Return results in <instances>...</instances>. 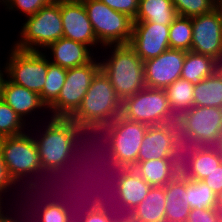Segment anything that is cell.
Here are the masks:
<instances>
[{
  "instance_id": "6da1fadb",
  "label": "cell",
  "mask_w": 222,
  "mask_h": 222,
  "mask_svg": "<svg viewBox=\"0 0 222 222\" xmlns=\"http://www.w3.org/2000/svg\"><path fill=\"white\" fill-rule=\"evenodd\" d=\"M147 124L127 120L122 115L115 118L110 124L104 127H85L83 133L105 132L103 133L108 140L109 155L108 167L113 168L115 174L122 168H132L137 163V156L143 137L148 129ZM108 137V138H107Z\"/></svg>"
},
{
  "instance_id": "7a4b0ae2",
  "label": "cell",
  "mask_w": 222,
  "mask_h": 222,
  "mask_svg": "<svg viewBox=\"0 0 222 222\" xmlns=\"http://www.w3.org/2000/svg\"><path fill=\"white\" fill-rule=\"evenodd\" d=\"M122 102L107 76L100 70L70 119L81 128L104 127L121 115Z\"/></svg>"
},
{
  "instance_id": "3957f363",
  "label": "cell",
  "mask_w": 222,
  "mask_h": 222,
  "mask_svg": "<svg viewBox=\"0 0 222 222\" xmlns=\"http://www.w3.org/2000/svg\"><path fill=\"white\" fill-rule=\"evenodd\" d=\"M112 56L100 62V70L107 76L115 93L124 101L145 88L143 60L129 44L112 46Z\"/></svg>"
},
{
  "instance_id": "277c9868",
  "label": "cell",
  "mask_w": 222,
  "mask_h": 222,
  "mask_svg": "<svg viewBox=\"0 0 222 222\" xmlns=\"http://www.w3.org/2000/svg\"><path fill=\"white\" fill-rule=\"evenodd\" d=\"M80 133L82 128L70 118L51 117L42 138L35 140L42 170L60 172L72 155V148L76 147L74 142Z\"/></svg>"
},
{
  "instance_id": "5b68a950",
  "label": "cell",
  "mask_w": 222,
  "mask_h": 222,
  "mask_svg": "<svg viewBox=\"0 0 222 222\" xmlns=\"http://www.w3.org/2000/svg\"><path fill=\"white\" fill-rule=\"evenodd\" d=\"M177 124L182 147L215 146L222 132V108L193 106Z\"/></svg>"
},
{
  "instance_id": "8992f818",
  "label": "cell",
  "mask_w": 222,
  "mask_h": 222,
  "mask_svg": "<svg viewBox=\"0 0 222 222\" xmlns=\"http://www.w3.org/2000/svg\"><path fill=\"white\" fill-rule=\"evenodd\" d=\"M25 20L21 26L22 37L13 45L17 49L39 51V47L45 49L49 44L63 37L60 0H53Z\"/></svg>"
},
{
  "instance_id": "52a82bcc",
  "label": "cell",
  "mask_w": 222,
  "mask_h": 222,
  "mask_svg": "<svg viewBox=\"0 0 222 222\" xmlns=\"http://www.w3.org/2000/svg\"><path fill=\"white\" fill-rule=\"evenodd\" d=\"M87 12L97 41L111 48L112 45L129 44L133 19L117 12L100 0H80Z\"/></svg>"
},
{
  "instance_id": "ba28073f",
  "label": "cell",
  "mask_w": 222,
  "mask_h": 222,
  "mask_svg": "<svg viewBox=\"0 0 222 222\" xmlns=\"http://www.w3.org/2000/svg\"><path fill=\"white\" fill-rule=\"evenodd\" d=\"M121 115L149 126L177 122L164 89L145 87L122 102Z\"/></svg>"
},
{
  "instance_id": "9c48e42d",
  "label": "cell",
  "mask_w": 222,
  "mask_h": 222,
  "mask_svg": "<svg viewBox=\"0 0 222 222\" xmlns=\"http://www.w3.org/2000/svg\"><path fill=\"white\" fill-rule=\"evenodd\" d=\"M41 51L20 50L14 46L6 63L5 75L20 86L40 94L46 82L48 57Z\"/></svg>"
},
{
  "instance_id": "30bf717a",
  "label": "cell",
  "mask_w": 222,
  "mask_h": 222,
  "mask_svg": "<svg viewBox=\"0 0 222 222\" xmlns=\"http://www.w3.org/2000/svg\"><path fill=\"white\" fill-rule=\"evenodd\" d=\"M100 71V62L67 69L65 83L57 100L49 107L54 118H70L79 108L92 79Z\"/></svg>"
},
{
  "instance_id": "8fae6325",
  "label": "cell",
  "mask_w": 222,
  "mask_h": 222,
  "mask_svg": "<svg viewBox=\"0 0 222 222\" xmlns=\"http://www.w3.org/2000/svg\"><path fill=\"white\" fill-rule=\"evenodd\" d=\"M0 149L8 175L14 183L30 173L43 171L35 139L27 133L0 138Z\"/></svg>"
},
{
  "instance_id": "7c38bea8",
  "label": "cell",
  "mask_w": 222,
  "mask_h": 222,
  "mask_svg": "<svg viewBox=\"0 0 222 222\" xmlns=\"http://www.w3.org/2000/svg\"><path fill=\"white\" fill-rule=\"evenodd\" d=\"M182 144L177 122L148 126L138 152L137 162L181 158Z\"/></svg>"
},
{
  "instance_id": "4fadbf2b",
  "label": "cell",
  "mask_w": 222,
  "mask_h": 222,
  "mask_svg": "<svg viewBox=\"0 0 222 222\" xmlns=\"http://www.w3.org/2000/svg\"><path fill=\"white\" fill-rule=\"evenodd\" d=\"M191 51L210 56L222 65V19L216 8L192 17Z\"/></svg>"
},
{
  "instance_id": "5bb4252c",
  "label": "cell",
  "mask_w": 222,
  "mask_h": 222,
  "mask_svg": "<svg viewBox=\"0 0 222 222\" xmlns=\"http://www.w3.org/2000/svg\"><path fill=\"white\" fill-rule=\"evenodd\" d=\"M185 55L184 50L169 48L159 56L144 61L146 87L165 90L180 79Z\"/></svg>"
},
{
  "instance_id": "9a60e30c",
  "label": "cell",
  "mask_w": 222,
  "mask_h": 222,
  "mask_svg": "<svg viewBox=\"0 0 222 222\" xmlns=\"http://www.w3.org/2000/svg\"><path fill=\"white\" fill-rule=\"evenodd\" d=\"M169 28L154 22H133L129 45L143 62L155 58L170 48Z\"/></svg>"
},
{
  "instance_id": "2e32d148",
  "label": "cell",
  "mask_w": 222,
  "mask_h": 222,
  "mask_svg": "<svg viewBox=\"0 0 222 222\" xmlns=\"http://www.w3.org/2000/svg\"><path fill=\"white\" fill-rule=\"evenodd\" d=\"M63 37L89 47L98 45L87 12L80 0H60Z\"/></svg>"
},
{
  "instance_id": "e0dca14e",
  "label": "cell",
  "mask_w": 222,
  "mask_h": 222,
  "mask_svg": "<svg viewBox=\"0 0 222 222\" xmlns=\"http://www.w3.org/2000/svg\"><path fill=\"white\" fill-rule=\"evenodd\" d=\"M222 163L215 146L182 147L180 169L190 180H203Z\"/></svg>"
},
{
  "instance_id": "ac0fdd59",
  "label": "cell",
  "mask_w": 222,
  "mask_h": 222,
  "mask_svg": "<svg viewBox=\"0 0 222 222\" xmlns=\"http://www.w3.org/2000/svg\"><path fill=\"white\" fill-rule=\"evenodd\" d=\"M113 180L116 183L111 185L115 186L113 191L117 194L114 198L119 199V204L123 206H119L122 208L119 213H125V216L141 203L152 187L133 168H122Z\"/></svg>"
},
{
  "instance_id": "d6986e66",
  "label": "cell",
  "mask_w": 222,
  "mask_h": 222,
  "mask_svg": "<svg viewBox=\"0 0 222 222\" xmlns=\"http://www.w3.org/2000/svg\"><path fill=\"white\" fill-rule=\"evenodd\" d=\"M0 98L16 112L22 120H25V116L31 114L36 108H47L37 92L17 85L7 79V77L6 79L4 78L2 82Z\"/></svg>"
},
{
  "instance_id": "ffe728a7",
  "label": "cell",
  "mask_w": 222,
  "mask_h": 222,
  "mask_svg": "<svg viewBox=\"0 0 222 222\" xmlns=\"http://www.w3.org/2000/svg\"><path fill=\"white\" fill-rule=\"evenodd\" d=\"M46 48L52 52L53 60L50 62L65 69L85 65L94 59L87 45L64 37Z\"/></svg>"
},
{
  "instance_id": "44dd1931",
  "label": "cell",
  "mask_w": 222,
  "mask_h": 222,
  "mask_svg": "<svg viewBox=\"0 0 222 222\" xmlns=\"http://www.w3.org/2000/svg\"><path fill=\"white\" fill-rule=\"evenodd\" d=\"M181 158L152 159L137 162L132 168L151 186H165L179 173Z\"/></svg>"
},
{
  "instance_id": "7402d4cb",
  "label": "cell",
  "mask_w": 222,
  "mask_h": 222,
  "mask_svg": "<svg viewBox=\"0 0 222 222\" xmlns=\"http://www.w3.org/2000/svg\"><path fill=\"white\" fill-rule=\"evenodd\" d=\"M164 186H152L146 197L127 216V222H166Z\"/></svg>"
},
{
  "instance_id": "603a6c76",
  "label": "cell",
  "mask_w": 222,
  "mask_h": 222,
  "mask_svg": "<svg viewBox=\"0 0 222 222\" xmlns=\"http://www.w3.org/2000/svg\"><path fill=\"white\" fill-rule=\"evenodd\" d=\"M165 218L166 222H186L190 208L185 205L182 196L186 190V177L179 173L165 186Z\"/></svg>"
},
{
  "instance_id": "cb8c5ba5",
  "label": "cell",
  "mask_w": 222,
  "mask_h": 222,
  "mask_svg": "<svg viewBox=\"0 0 222 222\" xmlns=\"http://www.w3.org/2000/svg\"><path fill=\"white\" fill-rule=\"evenodd\" d=\"M221 66L217 60L210 56L186 51L181 78L196 85L204 78L213 75Z\"/></svg>"
},
{
  "instance_id": "d4e9b609",
  "label": "cell",
  "mask_w": 222,
  "mask_h": 222,
  "mask_svg": "<svg viewBox=\"0 0 222 222\" xmlns=\"http://www.w3.org/2000/svg\"><path fill=\"white\" fill-rule=\"evenodd\" d=\"M177 16L171 0H139L138 12L133 22L171 25Z\"/></svg>"
},
{
  "instance_id": "484cf974",
  "label": "cell",
  "mask_w": 222,
  "mask_h": 222,
  "mask_svg": "<svg viewBox=\"0 0 222 222\" xmlns=\"http://www.w3.org/2000/svg\"><path fill=\"white\" fill-rule=\"evenodd\" d=\"M194 106L222 108V67L194 86Z\"/></svg>"
},
{
  "instance_id": "4316f807",
  "label": "cell",
  "mask_w": 222,
  "mask_h": 222,
  "mask_svg": "<svg viewBox=\"0 0 222 222\" xmlns=\"http://www.w3.org/2000/svg\"><path fill=\"white\" fill-rule=\"evenodd\" d=\"M194 86L191 82L180 78L165 89L167 99L177 117L194 106Z\"/></svg>"
},
{
  "instance_id": "83f0119b",
  "label": "cell",
  "mask_w": 222,
  "mask_h": 222,
  "mask_svg": "<svg viewBox=\"0 0 222 222\" xmlns=\"http://www.w3.org/2000/svg\"><path fill=\"white\" fill-rule=\"evenodd\" d=\"M182 199L190 209H209L216 207L217 195L203 181L186 178V190Z\"/></svg>"
},
{
  "instance_id": "f1b7e54d",
  "label": "cell",
  "mask_w": 222,
  "mask_h": 222,
  "mask_svg": "<svg viewBox=\"0 0 222 222\" xmlns=\"http://www.w3.org/2000/svg\"><path fill=\"white\" fill-rule=\"evenodd\" d=\"M67 69L52 64L48 60V72L42 92L39 94L43 103L49 108L58 98L65 83Z\"/></svg>"
},
{
  "instance_id": "f546056e",
  "label": "cell",
  "mask_w": 222,
  "mask_h": 222,
  "mask_svg": "<svg viewBox=\"0 0 222 222\" xmlns=\"http://www.w3.org/2000/svg\"><path fill=\"white\" fill-rule=\"evenodd\" d=\"M192 18L177 16L169 28V46L171 49L191 51Z\"/></svg>"
},
{
  "instance_id": "4dcf8cb0",
  "label": "cell",
  "mask_w": 222,
  "mask_h": 222,
  "mask_svg": "<svg viewBox=\"0 0 222 222\" xmlns=\"http://www.w3.org/2000/svg\"><path fill=\"white\" fill-rule=\"evenodd\" d=\"M22 121V122H21ZM24 120L0 98V138L18 136L25 132Z\"/></svg>"
},
{
  "instance_id": "1f68e13d",
  "label": "cell",
  "mask_w": 222,
  "mask_h": 222,
  "mask_svg": "<svg viewBox=\"0 0 222 222\" xmlns=\"http://www.w3.org/2000/svg\"><path fill=\"white\" fill-rule=\"evenodd\" d=\"M178 16L192 18L215 8L212 0H171Z\"/></svg>"
},
{
  "instance_id": "d6a6232c",
  "label": "cell",
  "mask_w": 222,
  "mask_h": 222,
  "mask_svg": "<svg viewBox=\"0 0 222 222\" xmlns=\"http://www.w3.org/2000/svg\"><path fill=\"white\" fill-rule=\"evenodd\" d=\"M40 217H42V222H69L71 219H74L70 214L69 208L58 201L46 203Z\"/></svg>"
},
{
  "instance_id": "836d02e7",
  "label": "cell",
  "mask_w": 222,
  "mask_h": 222,
  "mask_svg": "<svg viewBox=\"0 0 222 222\" xmlns=\"http://www.w3.org/2000/svg\"><path fill=\"white\" fill-rule=\"evenodd\" d=\"M2 4H5L7 10H19L25 15L31 16L36 14L42 7L50 4L53 0H2Z\"/></svg>"
},
{
  "instance_id": "e575fe53",
  "label": "cell",
  "mask_w": 222,
  "mask_h": 222,
  "mask_svg": "<svg viewBox=\"0 0 222 222\" xmlns=\"http://www.w3.org/2000/svg\"><path fill=\"white\" fill-rule=\"evenodd\" d=\"M100 1H102L111 9L128 15L133 20L137 15L139 0H100Z\"/></svg>"
},
{
  "instance_id": "d590c367",
  "label": "cell",
  "mask_w": 222,
  "mask_h": 222,
  "mask_svg": "<svg viewBox=\"0 0 222 222\" xmlns=\"http://www.w3.org/2000/svg\"><path fill=\"white\" fill-rule=\"evenodd\" d=\"M186 222H218V211L215 208L190 209Z\"/></svg>"
},
{
  "instance_id": "8d00e7d4",
  "label": "cell",
  "mask_w": 222,
  "mask_h": 222,
  "mask_svg": "<svg viewBox=\"0 0 222 222\" xmlns=\"http://www.w3.org/2000/svg\"><path fill=\"white\" fill-rule=\"evenodd\" d=\"M84 217H80L82 219H79L80 222H121L126 220L125 215H119L116 217L113 216V213L111 214L104 213V212H86L84 210Z\"/></svg>"
},
{
  "instance_id": "74e56055",
  "label": "cell",
  "mask_w": 222,
  "mask_h": 222,
  "mask_svg": "<svg viewBox=\"0 0 222 222\" xmlns=\"http://www.w3.org/2000/svg\"><path fill=\"white\" fill-rule=\"evenodd\" d=\"M216 195L222 192V163L202 180Z\"/></svg>"
},
{
  "instance_id": "f35d334b",
  "label": "cell",
  "mask_w": 222,
  "mask_h": 222,
  "mask_svg": "<svg viewBox=\"0 0 222 222\" xmlns=\"http://www.w3.org/2000/svg\"><path fill=\"white\" fill-rule=\"evenodd\" d=\"M12 184H15V183L8 175L6 165H5V162L3 160V156H2V153H1V149H0V200H1L2 193L7 192L5 190L10 188V186Z\"/></svg>"
},
{
  "instance_id": "ab89813d",
  "label": "cell",
  "mask_w": 222,
  "mask_h": 222,
  "mask_svg": "<svg viewBox=\"0 0 222 222\" xmlns=\"http://www.w3.org/2000/svg\"><path fill=\"white\" fill-rule=\"evenodd\" d=\"M105 188H108V187H105ZM107 190V189H106ZM111 190V189H110ZM109 192H112V191H109ZM104 197V195H103ZM101 197L100 195L98 196V194L95 196L94 199H92L89 203L88 208H86V212H104V213H108L110 214L109 212V208H107V206H110L106 203V201L104 202V198ZM106 198V197H105ZM111 198V197H110ZM107 204V205H106ZM110 204V203H109ZM91 205V206H90Z\"/></svg>"
},
{
  "instance_id": "60d3db41",
  "label": "cell",
  "mask_w": 222,
  "mask_h": 222,
  "mask_svg": "<svg viewBox=\"0 0 222 222\" xmlns=\"http://www.w3.org/2000/svg\"><path fill=\"white\" fill-rule=\"evenodd\" d=\"M215 209H216L218 212H222V192L217 195L216 207H215Z\"/></svg>"
},
{
  "instance_id": "b9f144b4",
  "label": "cell",
  "mask_w": 222,
  "mask_h": 222,
  "mask_svg": "<svg viewBox=\"0 0 222 222\" xmlns=\"http://www.w3.org/2000/svg\"><path fill=\"white\" fill-rule=\"evenodd\" d=\"M215 147L218 150L219 154L222 155V132H221L220 138L218 139Z\"/></svg>"
},
{
  "instance_id": "7bdbcfd3",
  "label": "cell",
  "mask_w": 222,
  "mask_h": 222,
  "mask_svg": "<svg viewBox=\"0 0 222 222\" xmlns=\"http://www.w3.org/2000/svg\"><path fill=\"white\" fill-rule=\"evenodd\" d=\"M0 222H19V220L17 221V219L16 220H14L13 218H7L6 216H3L1 219H0Z\"/></svg>"
},
{
  "instance_id": "ee69618b",
  "label": "cell",
  "mask_w": 222,
  "mask_h": 222,
  "mask_svg": "<svg viewBox=\"0 0 222 222\" xmlns=\"http://www.w3.org/2000/svg\"><path fill=\"white\" fill-rule=\"evenodd\" d=\"M1 69V68H0ZM2 72H5V70H0V97H1V86H2V82L4 80V74Z\"/></svg>"
},
{
  "instance_id": "f6af8a7d",
  "label": "cell",
  "mask_w": 222,
  "mask_h": 222,
  "mask_svg": "<svg viewBox=\"0 0 222 222\" xmlns=\"http://www.w3.org/2000/svg\"><path fill=\"white\" fill-rule=\"evenodd\" d=\"M215 8L218 10V12L221 15V19H222V1L219 2L218 4H216Z\"/></svg>"
},
{
  "instance_id": "bcb514c9",
  "label": "cell",
  "mask_w": 222,
  "mask_h": 222,
  "mask_svg": "<svg viewBox=\"0 0 222 222\" xmlns=\"http://www.w3.org/2000/svg\"><path fill=\"white\" fill-rule=\"evenodd\" d=\"M218 222H222V212H218Z\"/></svg>"
},
{
  "instance_id": "7dc6e473",
  "label": "cell",
  "mask_w": 222,
  "mask_h": 222,
  "mask_svg": "<svg viewBox=\"0 0 222 222\" xmlns=\"http://www.w3.org/2000/svg\"><path fill=\"white\" fill-rule=\"evenodd\" d=\"M1 201L2 200H0V219L4 216V214H3V212H2V204H1ZM2 212V213H1Z\"/></svg>"
},
{
  "instance_id": "c3c4849f",
  "label": "cell",
  "mask_w": 222,
  "mask_h": 222,
  "mask_svg": "<svg viewBox=\"0 0 222 222\" xmlns=\"http://www.w3.org/2000/svg\"><path fill=\"white\" fill-rule=\"evenodd\" d=\"M213 1V3L216 5V4H218L219 2H221L222 0H212Z\"/></svg>"
},
{
  "instance_id": "681fc988",
  "label": "cell",
  "mask_w": 222,
  "mask_h": 222,
  "mask_svg": "<svg viewBox=\"0 0 222 222\" xmlns=\"http://www.w3.org/2000/svg\"><path fill=\"white\" fill-rule=\"evenodd\" d=\"M69 222H80L79 220L77 221V219H71Z\"/></svg>"
}]
</instances>
